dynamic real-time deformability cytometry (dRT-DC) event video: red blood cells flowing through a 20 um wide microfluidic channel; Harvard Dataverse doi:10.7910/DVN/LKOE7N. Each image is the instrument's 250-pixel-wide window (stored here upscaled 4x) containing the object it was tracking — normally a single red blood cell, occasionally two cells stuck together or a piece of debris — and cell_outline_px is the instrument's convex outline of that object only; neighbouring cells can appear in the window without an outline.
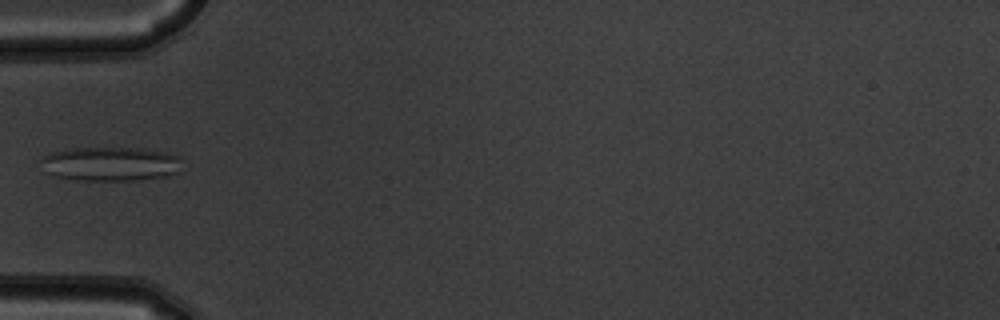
{"species": "common noctule bat (a hibernating species)", "species_latin": "Nyctalus noctula", "temperature_condition": "warm", "stored_images_in_passage": 6, "camera_frame_rate_fps": 3000, "um_per_image_px": 0.085, "animal": {"sex": "male", "body_mass_g": 19.5, "forearm_length_mm": 54.6}, "frame": {"image": 1, "passage_image": 5, "time_ms": 1.333, "image_size_px": [1000, 320], "cell_outline_px": [[180, 156], [176, 172], [168, 176], [132, 180], [80, 180], [56, 176], [48, 172], [40, 160], [40, 156], [64, 148], [144, 148], [164, 152]], "centroid_in_image_um": [9.35, 13.91], "position_along_channel_um": 75.7, "area_um2": 27.86}}